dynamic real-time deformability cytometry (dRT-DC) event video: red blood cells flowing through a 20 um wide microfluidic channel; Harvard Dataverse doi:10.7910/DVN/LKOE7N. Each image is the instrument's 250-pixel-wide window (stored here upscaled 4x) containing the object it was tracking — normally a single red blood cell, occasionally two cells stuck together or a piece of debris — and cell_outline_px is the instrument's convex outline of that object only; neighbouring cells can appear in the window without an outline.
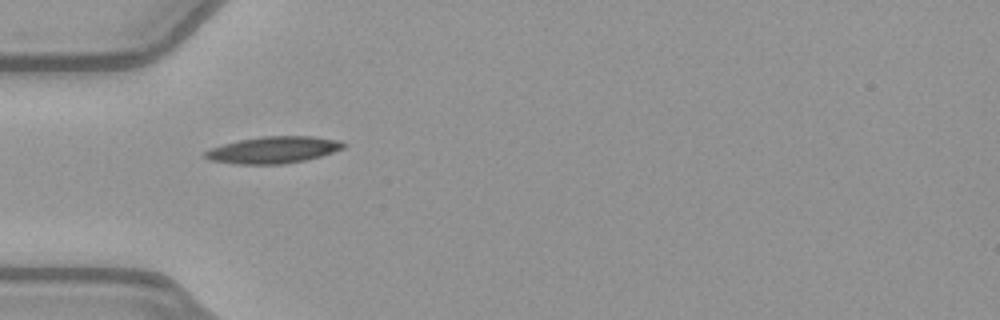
{"species": "common noctule bat (a hibernating species)", "species_latin": "Nyctalus noctula", "temperature_condition": "warm", "stored_images_in_passage": 36, "camera_frame_rate_fps": 3000, "um_per_image_px": 0.085, "animal": {"sex": "female", "body_mass_g": 21.9}, "frame": {"image": 1, "passage_image": 1, "time_ms": 0.0, "image_size_px": [1000, 320], "cell_outline_px": [[344, 148], [320, 156], [304, 160], [284, 164], [236, 164], [208, 160], [204, 156], [204, 152], [212, 148], [224, 144], [240, 140], [260, 136], [312, 136], [340, 140], [344, 144]], "centroid_in_image_um": [23.22, 12.74], "position_along_channel_um": 61.8, "area_um2": 21.44}}
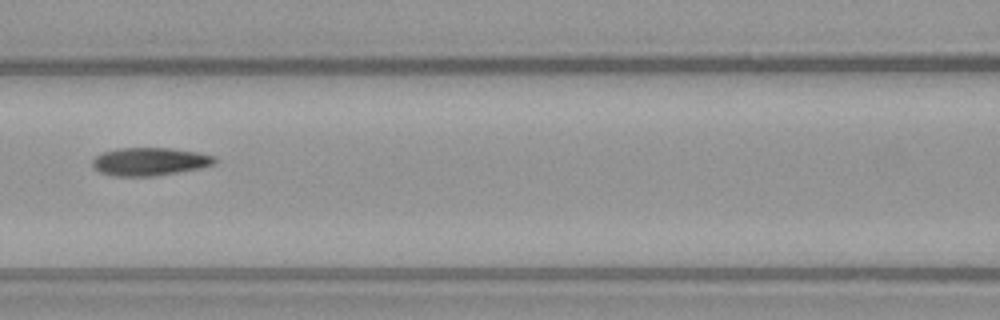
{"frame": {"image": 2, "passage_image": 8, "time_ms": 2.333, "image_size_px": [1000, 320], "cell_outline_px": [[216, 164], [200, 168], [152, 176], [112, 176], [100, 172], [92, 168], [92, 160], [96, 156], [104, 152], [116, 148], [172, 148], [196, 152], [216, 156]], "centroid_in_image_um": [12.71, 13.73], "position_along_channel_um": 153.9, "area_um2": 20.0}}
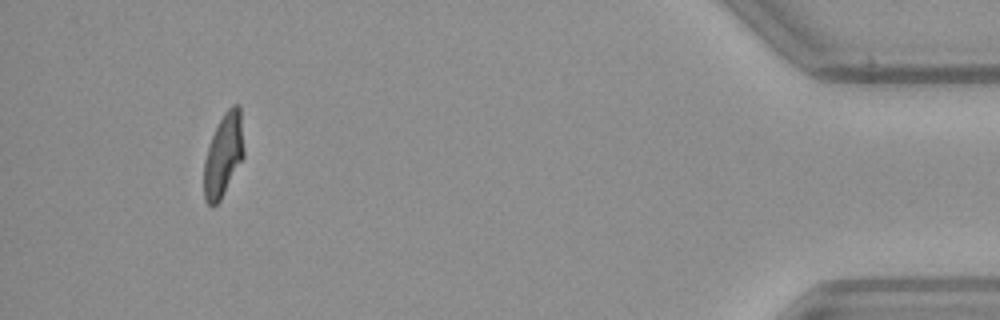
{"frame": {"image": 3, "passage_image": 33, "time_ms": 10.667, "image_size_px": [1000, 320], "cell_outline_px": [[244, 156], [220, 200], [212, 208], [204, 200], [204, 160], [212, 136], [224, 112], [232, 104], [236, 104], [240, 108], [244, 148]], "centroid_in_image_um": [18.99, 13.19], "position_along_channel_um": 416.2, "area_um2": 19.13}, "authors_computed_cell_mechanics": {"area_um2": 19.8832, "velocity_mm_per_s": 3.9932, "shape_relaxation_time_tau1_ms": 6.9091, "shape_relaxation_time_tau2_ms": 2.4307, "deformation_change_tau1": 0.2366, "deformation_change_tau2": 0.0972}}